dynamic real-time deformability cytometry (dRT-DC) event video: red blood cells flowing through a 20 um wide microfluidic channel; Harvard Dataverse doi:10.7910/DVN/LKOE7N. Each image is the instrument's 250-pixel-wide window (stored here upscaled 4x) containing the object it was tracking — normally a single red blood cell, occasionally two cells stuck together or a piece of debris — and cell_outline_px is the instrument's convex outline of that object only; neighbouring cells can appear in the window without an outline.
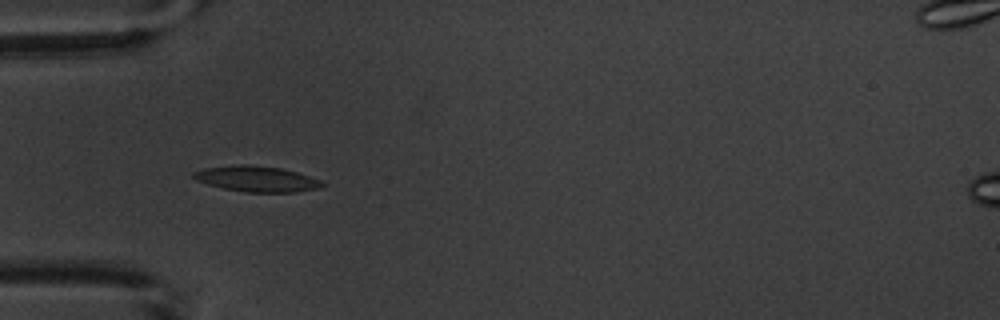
{"species": "common noctule bat (a hibernating species)", "species_latin": "Nyctalus noctula", "temperature_condition": "warm", "stored_images_in_passage": 12, "camera_frame_rate_fps": 3000, "um_per_image_px": 0.085, "animal": {"sex": "male", "body_mass_g": 20.1, "forearm_length_mm": 53.5}, "frame": {"image": 1, "passage_image": 3, "time_ms": 4.0, "image_size_px": [1000, 320], "cell_outline_px": [[324, 184], [316, 188], [296, 192], [244, 192], [224, 188], [208, 184], [196, 180], [192, 176], [192, 172], [204, 168], [240, 164], [248, 164], [280, 168], [296, 172], [320, 180]], "centroid_in_image_um": [21.76, 15.2], "position_along_channel_um": 63.2, "area_um2": 19.02}}
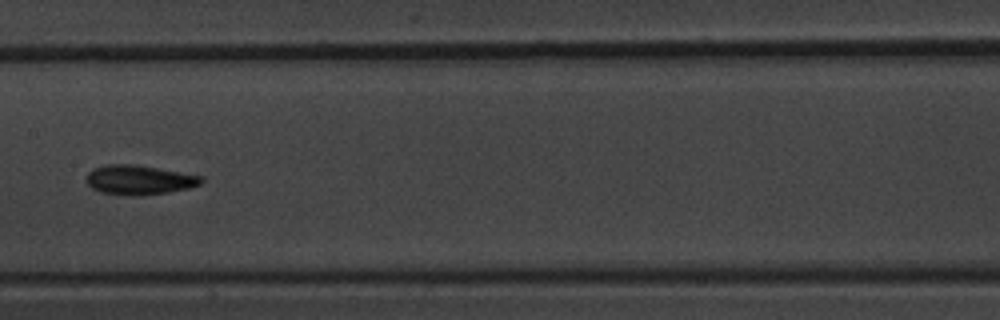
{"frame": {"image": 2, "passage_image": 6, "time_ms": 7.667, "image_size_px": [1000, 320], "cell_outline_px": [[204, 180], [200, 184], [188, 188], [168, 192], [140, 196], [136, 196], [100, 192], [92, 188], [88, 184], [88, 172], [92, 168], [104, 164], [136, 164], [204, 176]], "centroid_in_image_um": [11.84, 15.28], "position_along_channel_um": 195.6, "area_um2": 19.83}}
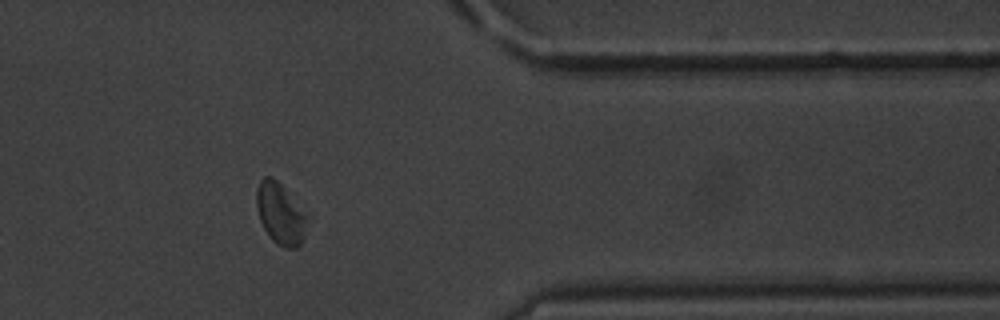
{"frame": {"image": 3, "passage_image": 11, "time_ms": 13.333, "image_size_px": [1000, 320], "cell_outline_px": [[312, 220], [304, 240], [296, 248], [284, 248], [276, 244], [268, 236], [260, 220], [256, 204], [256, 188], [260, 180], [264, 176], [272, 176], [312, 212]], "centroid_in_image_um": [23.96, 18.16], "position_along_channel_um": 387.4, "area_um2": 19.59}, "authors_computed_cell_mechanics": {"area_um2": 18.9584, "velocity_mm_per_s": 3.6459, "shape_relaxation_time_tau1_ms": 2.5888, "shape_relaxation_time_tau2_ms": 3.1681, "deformation_change_tau1": 0.0687, "deformation_change_tau2": 0.0934}}